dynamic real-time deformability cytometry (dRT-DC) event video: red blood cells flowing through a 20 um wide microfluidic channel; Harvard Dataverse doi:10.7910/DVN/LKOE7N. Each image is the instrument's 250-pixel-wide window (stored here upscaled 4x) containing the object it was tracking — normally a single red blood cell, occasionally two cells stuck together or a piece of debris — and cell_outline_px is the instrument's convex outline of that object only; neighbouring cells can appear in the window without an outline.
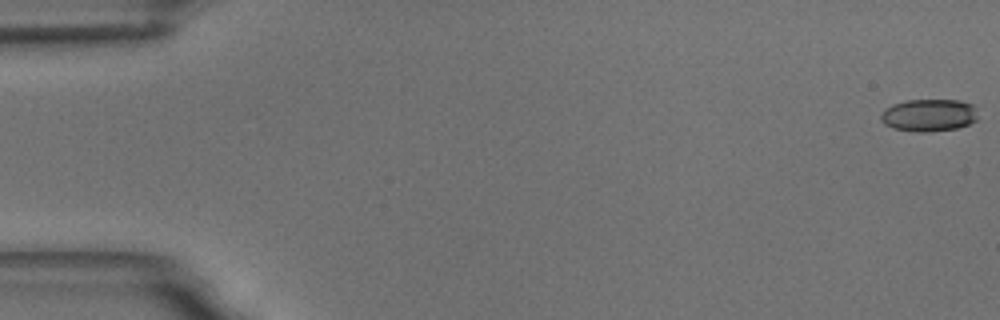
{"species": "common noctule bat (a hibernating species)", "species_latin": "Nyctalus noctula", "temperature_condition": "room temperature", "stored_images_in_passage": 6, "camera_frame_rate_fps": 3000, "um_per_image_px": 0.085, "animal": {"sex": "male", "body_mass_g": 18.8}, "frame": {"image": 1, "passage_image": 1, "time_ms": 0.0, "image_size_px": [1000, 320], "cell_outline_px": [[976, 120], [968, 124], [956, 128], [928, 132], [916, 132], [892, 128], [884, 124], [880, 120], [880, 112], [884, 108], [892, 104], [908, 100], [960, 100], [972, 104], [976, 116]], "centroid_in_image_um": [78.88, 9.79], "position_along_channel_um": 6.1, "area_um2": 18.38}}
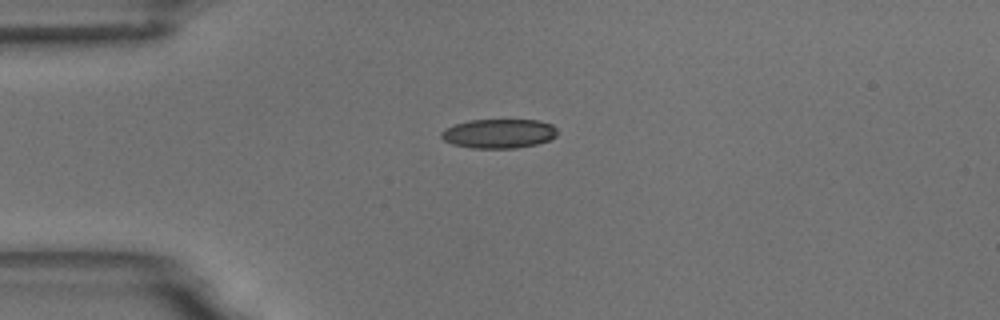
{"frame": {"image": 2, "passage_image": 5, "time_ms": 4.667, "image_size_px": [1000, 320], "cell_outline_px": [[556, 136], [548, 140], [536, 144], [516, 148], [472, 148], [452, 144], [444, 140], [440, 136], [440, 132], [444, 128], [452, 124], [468, 120], [540, 120], [552, 124], [556, 128]], "centroid_in_image_um": [42.36, 11.34], "position_along_channel_um": 42.6, "area_um2": 19.94}}